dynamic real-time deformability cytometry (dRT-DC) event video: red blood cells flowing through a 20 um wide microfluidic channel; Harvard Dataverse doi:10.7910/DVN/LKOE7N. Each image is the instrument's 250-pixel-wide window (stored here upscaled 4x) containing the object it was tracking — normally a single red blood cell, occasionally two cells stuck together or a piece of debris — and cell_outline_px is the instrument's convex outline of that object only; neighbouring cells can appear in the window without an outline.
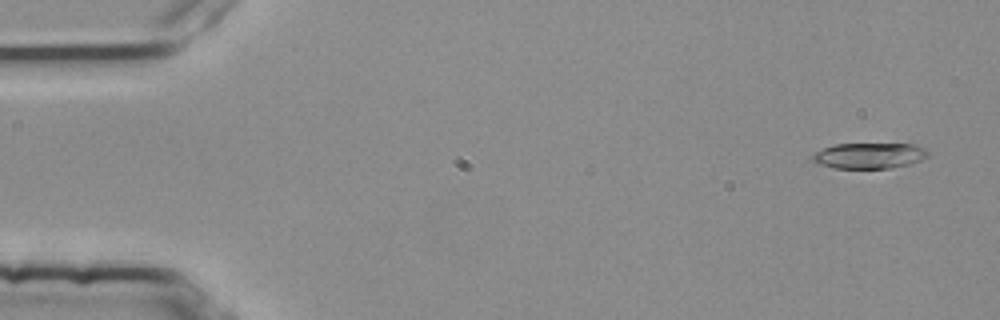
{"species": "common noctule bat (a hibernating species)", "species_latin": "Nyctalus noctula", "temperature_condition": "room temperature", "stored_images_in_passage": 9, "camera_frame_rate_fps": 3000, "um_per_image_px": 0.085, "animal": {"sex": "female", "body_mass_g": 25.1}, "frame": {"image": 1, "passage_image": 1, "time_ms": 0.0, "image_size_px": [1000, 320], "cell_outline_px": [[928, 156], [920, 160], [908, 164], [892, 168], [836, 168], [820, 164], [812, 160], [812, 152], [832, 144], [916, 144], [924, 148], [928, 152]], "centroid_in_image_um": [73.86, 13.22], "position_along_channel_um": 11.1, "area_um2": 17.34}}